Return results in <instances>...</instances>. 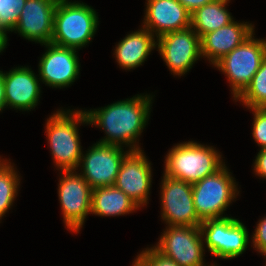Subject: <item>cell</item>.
<instances>
[{"mask_svg":"<svg viewBox=\"0 0 266 266\" xmlns=\"http://www.w3.org/2000/svg\"><path fill=\"white\" fill-rule=\"evenodd\" d=\"M182 6H184L191 14L198 8L213 2L214 0H177Z\"/></svg>","mask_w":266,"mask_h":266,"instance_id":"29","label":"cell"},{"mask_svg":"<svg viewBox=\"0 0 266 266\" xmlns=\"http://www.w3.org/2000/svg\"><path fill=\"white\" fill-rule=\"evenodd\" d=\"M20 185V176L7 159L0 160V220L11 209Z\"/></svg>","mask_w":266,"mask_h":266,"instance_id":"22","label":"cell"},{"mask_svg":"<svg viewBox=\"0 0 266 266\" xmlns=\"http://www.w3.org/2000/svg\"><path fill=\"white\" fill-rule=\"evenodd\" d=\"M157 38L146 28L126 35L115 47L114 57L118 65L124 70L141 66L151 51L157 48Z\"/></svg>","mask_w":266,"mask_h":266,"instance_id":"19","label":"cell"},{"mask_svg":"<svg viewBox=\"0 0 266 266\" xmlns=\"http://www.w3.org/2000/svg\"><path fill=\"white\" fill-rule=\"evenodd\" d=\"M164 175L194 184L214 174L224 164L222 155L213 147L195 141L174 145L164 161Z\"/></svg>","mask_w":266,"mask_h":266,"instance_id":"4","label":"cell"},{"mask_svg":"<svg viewBox=\"0 0 266 266\" xmlns=\"http://www.w3.org/2000/svg\"><path fill=\"white\" fill-rule=\"evenodd\" d=\"M57 2L58 0H26L13 31L42 46L51 43Z\"/></svg>","mask_w":266,"mask_h":266,"instance_id":"15","label":"cell"},{"mask_svg":"<svg viewBox=\"0 0 266 266\" xmlns=\"http://www.w3.org/2000/svg\"><path fill=\"white\" fill-rule=\"evenodd\" d=\"M229 2L230 0H214L191 14V27L200 38L233 21L231 13L226 8Z\"/></svg>","mask_w":266,"mask_h":266,"instance_id":"21","label":"cell"},{"mask_svg":"<svg viewBox=\"0 0 266 266\" xmlns=\"http://www.w3.org/2000/svg\"><path fill=\"white\" fill-rule=\"evenodd\" d=\"M247 108L266 107V57L246 89L235 99Z\"/></svg>","mask_w":266,"mask_h":266,"instance_id":"23","label":"cell"},{"mask_svg":"<svg viewBox=\"0 0 266 266\" xmlns=\"http://www.w3.org/2000/svg\"><path fill=\"white\" fill-rule=\"evenodd\" d=\"M139 208L134 201L115 186L92 189L91 214L114 217L130 214Z\"/></svg>","mask_w":266,"mask_h":266,"instance_id":"20","label":"cell"},{"mask_svg":"<svg viewBox=\"0 0 266 266\" xmlns=\"http://www.w3.org/2000/svg\"><path fill=\"white\" fill-rule=\"evenodd\" d=\"M86 152L82 154L78 167H81L80 174L91 188L114 186L122 161L130 150L96 142Z\"/></svg>","mask_w":266,"mask_h":266,"instance_id":"11","label":"cell"},{"mask_svg":"<svg viewBox=\"0 0 266 266\" xmlns=\"http://www.w3.org/2000/svg\"><path fill=\"white\" fill-rule=\"evenodd\" d=\"M25 2L26 0H0V28L6 33L13 32Z\"/></svg>","mask_w":266,"mask_h":266,"instance_id":"24","label":"cell"},{"mask_svg":"<svg viewBox=\"0 0 266 266\" xmlns=\"http://www.w3.org/2000/svg\"><path fill=\"white\" fill-rule=\"evenodd\" d=\"M80 123L88 125L85 110L59 109L47 119L46 137L55 166L61 172L78 170L83 154L77 127Z\"/></svg>","mask_w":266,"mask_h":266,"instance_id":"2","label":"cell"},{"mask_svg":"<svg viewBox=\"0 0 266 266\" xmlns=\"http://www.w3.org/2000/svg\"><path fill=\"white\" fill-rule=\"evenodd\" d=\"M204 245L200 227L166 226L159 242L153 247L179 266H207L203 259Z\"/></svg>","mask_w":266,"mask_h":266,"instance_id":"8","label":"cell"},{"mask_svg":"<svg viewBox=\"0 0 266 266\" xmlns=\"http://www.w3.org/2000/svg\"><path fill=\"white\" fill-rule=\"evenodd\" d=\"M256 224L255 233L252 235L253 248L266 257V217L264 216Z\"/></svg>","mask_w":266,"mask_h":266,"instance_id":"27","label":"cell"},{"mask_svg":"<svg viewBox=\"0 0 266 266\" xmlns=\"http://www.w3.org/2000/svg\"><path fill=\"white\" fill-rule=\"evenodd\" d=\"M253 164L255 175L266 179V148L259 150Z\"/></svg>","mask_w":266,"mask_h":266,"instance_id":"28","label":"cell"},{"mask_svg":"<svg viewBox=\"0 0 266 266\" xmlns=\"http://www.w3.org/2000/svg\"><path fill=\"white\" fill-rule=\"evenodd\" d=\"M254 35L214 65L227 76L234 100L250 84L266 57V39H256Z\"/></svg>","mask_w":266,"mask_h":266,"instance_id":"6","label":"cell"},{"mask_svg":"<svg viewBox=\"0 0 266 266\" xmlns=\"http://www.w3.org/2000/svg\"><path fill=\"white\" fill-rule=\"evenodd\" d=\"M98 19L97 12L86 3L58 0L51 43L76 50L86 47L98 30Z\"/></svg>","mask_w":266,"mask_h":266,"instance_id":"3","label":"cell"},{"mask_svg":"<svg viewBox=\"0 0 266 266\" xmlns=\"http://www.w3.org/2000/svg\"><path fill=\"white\" fill-rule=\"evenodd\" d=\"M151 182V163L143 150L130 151L122 161L114 186L141 208L148 204Z\"/></svg>","mask_w":266,"mask_h":266,"instance_id":"14","label":"cell"},{"mask_svg":"<svg viewBox=\"0 0 266 266\" xmlns=\"http://www.w3.org/2000/svg\"><path fill=\"white\" fill-rule=\"evenodd\" d=\"M152 99L150 94H137L99 109L85 110L88 124L105 131L106 136L98 142L121 147L126 145L130 151L141 150L139 136L148 123Z\"/></svg>","mask_w":266,"mask_h":266,"instance_id":"1","label":"cell"},{"mask_svg":"<svg viewBox=\"0 0 266 266\" xmlns=\"http://www.w3.org/2000/svg\"><path fill=\"white\" fill-rule=\"evenodd\" d=\"M157 49L174 76L186 74L202 58L200 37L191 26L158 37Z\"/></svg>","mask_w":266,"mask_h":266,"instance_id":"12","label":"cell"},{"mask_svg":"<svg viewBox=\"0 0 266 266\" xmlns=\"http://www.w3.org/2000/svg\"><path fill=\"white\" fill-rule=\"evenodd\" d=\"M161 218L167 226L200 227L193 203L192 184L163 174L161 182Z\"/></svg>","mask_w":266,"mask_h":266,"instance_id":"10","label":"cell"},{"mask_svg":"<svg viewBox=\"0 0 266 266\" xmlns=\"http://www.w3.org/2000/svg\"><path fill=\"white\" fill-rule=\"evenodd\" d=\"M37 76L28 66H18L3 72L6 108L22 111L35 109L41 94Z\"/></svg>","mask_w":266,"mask_h":266,"instance_id":"17","label":"cell"},{"mask_svg":"<svg viewBox=\"0 0 266 266\" xmlns=\"http://www.w3.org/2000/svg\"><path fill=\"white\" fill-rule=\"evenodd\" d=\"M203 243L214 257L233 259L243 254L249 243L246 226L236 218L206 219L200 224Z\"/></svg>","mask_w":266,"mask_h":266,"instance_id":"7","label":"cell"},{"mask_svg":"<svg viewBox=\"0 0 266 266\" xmlns=\"http://www.w3.org/2000/svg\"><path fill=\"white\" fill-rule=\"evenodd\" d=\"M144 28L156 38L191 26V13L177 0H147Z\"/></svg>","mask_w":266,"mask_h":266,"instance_id":"16","label":"cell"},{"mask_svg":"<svg viewBox=\"0 0 266 266\" xmlns=\"http://www.w3.org/2000/svg\"><path fill=\"white\" fill-rule=\"evenodd\" d=\"M8 41V37H7V33L0 28V53L7 48L6 46L8 45L7 42Z\"/></svg>","mask_w":266,"mask_h":266,"instance_id":"31","label":"cell"},{"mask_svg":"<svg viewBox=\"0 0 266 266\" xmlns=\"http://www.w3.org/2000/svg\"><path fill=\"white\" fill-rule=\"evenodd\" d=\"M6 108L3 71L0 70V112Z\"/></svg>","mask_w":266,"mask_h":266,"instance_id":"30","label":"cell"},{"mask_svg":"<svg viewBox=\"0 0 266 266\" xmlns=\"http://www.w3.org/2000/svg\"><path fill=\"white\" fill-rule=\"evenodd\" d=\"M230 173L224 164L214 174L192 184L193 203L202 221L228 217L223 214L240 192Z\"/></svg>","mask_w":266,"mask_h":266,"instance_id":"5","label":"cell"},{"mask_svg":"<svg viewBox=\"0 0 266 266\" xmlns=\"http://www.w3.org/2000/svg\"><path fill=\"white\" fill-rule=\"evenodd\" d=\"M253 112L252 136L260 149L266 148V107L248 108Z\"/></svg>","mask_w":266,"mask_h":266,"instance_id":"26","label":"cell"},{"mask_svg":"<svg viewBox=\"0 0 266 266\" xmlns=\"http://www.w3.org/2000/svg\"><path fill=\"white\" fill-rule=\"evenodd\" d=\"M44 46L47 50L38 64L39 80L52 88L71 86L80 74L78 51L52 43Z\"/></svg>","mask_w":266,"mask_h":266,"instance_id":"13","label":"cell"},{"mask_svg":"<svg viewBox=\"0 0 266 266\" xmlns=\"http://www.w3.org/2000/svg\"><path fill=\"white\" fill-rule=\"evenodd\" d=\"M254 27L252 23L233 20L217 30L204 34L200 38L201 56L207 58L214 66L251 36L254 33Z\"/></svg>","mask_w":266,"mask_h":266,"instance_id":"18","label":"cell"},{"mask_svg":"<svg viewBox=\"0 0 266 266\" xmlns=\"http://www.w3.org/2000/svg\"><path fill=\"white\" fill-rule=\"evenodd\" d=\"M132 266H179L172 259L159 253L153 246L140 252L133 261Z\"/></svg>","mask_w":266,"mask_h":266,"instance_id":"25","label":"cell"},{"mask_svg":"<svg viewBox=\"0 0 266 266\" xmlns=\"http://www.w3.org/2000/svg\"><path fill=\"white\" fill-rule=\"evenodd\" d=\"M58 197L63 221L72 233H79L87 215L91 214L92 188L76 170L60 172Z\"/></svg>","mask_w":266,"mask_h":266,"instance_id":"9","label":"cell"}]
</instances>
